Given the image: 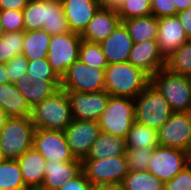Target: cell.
<instances>
[{
  "label": "cell",
  "instance_id": "6da1fadb",
  "mask_svg": "<svg viewBox=\"0 0 191 190\" xmlns=\"http://www.w3.org/2000/svg\"><path fill=\"white\" fill-rule=\"evenodd\" d=\"M22 12L24 31L44 29L51 36L71 32L61 0H29Z\"/></svg>",
  "mask_w": 191,
  "mask_h": 190
},
{
  "label": "cell",
  "instance_id": "7a4b0ae2",
  "mask_svg": "<svg viewBox=\"0 0 191 190\" xmlns=\"http://www.w3.org/2000/svg\"><path fill=\"white\" fill-rule=\"evenodd\" d=\"M104 76V90L115 97L134 99L150 83V77L128 61L108 64Z\"/></svg>",
  "mask_w": 191,
  "mask_h": 190
},
{
  "label": "cell",
  "instance_id": "3957f363",
  "mask_svg": "<svg viewBox=\"0 0 191 190\" xmlns=\"http://www.w3.org/2000/svg\"><path fill=\"white\" fill-rule=\"evenodd\" d=\"M31 119L35 128L64 131L73 120L66 91L60 88L32 107Z\"/></svg>",
  "mask_w": 191,
  "mask_h": 190
},
{
  "label": "cell",
  "instance_id": "277c9868",
  "mask_svg": "<svg viewBox=\"0 0 191 190\" xmlns=\"http://www.w3.org/2000/svg\"><path fill=\"white\" fill-rule=\"evenodd\" d=\"M150 82L164 96L173 112L191 111V76L172 73L165 67L156 72Z\"/></svg>",
  "mask_w": 191,
  "mask_h": 190
},
{
  "label": "cell",
  "instance_id": "5b68a950",
  "mask_svg": "<svg viewBox=\"0 0 191 190\" xmlns=\"http://www.w3.org/2000/svg\"><path fill=\"white\" fill-rule=\"evenodd\" d=\"M135 120L158 130L174 113L159 90L150 82L134 98Z\"/></svg>",
  "mask_w": 191,
  "mask_h": 190
},
{
  "label": "cell",
  "instance_id": "8992f818",
  "mask_svg": "<svg viewBox=\"0 0 191 190\" xmlns=\"http://www.w3.org/2000/svg\"><path fill=\"white\" fill-rule=\"evenodd\" d=\"M35 126L29 117H8L0 131V145L7 159L17 160L33 147Z\"/></svg>",
  "mask_w": 191,
  "mask_h": 190
},
{
  "label": "cell",
  "instance_id": "52a82bcc",
  "mask_svg": "<svg viewBox=\"0 0 191 190\" xmlns=\"http://www.w3.org/2000/svg\"><path fill=\"white\" fill-rule=\"evenodd\" d=\"M134 121V99L110 95L98 125L103 133L125 138Z\"/></svg>",
  "mask_w": 191,
  "mask_h": 190
},
{
  "label": "cell",
  "instance_id": "ba28073f",
  "mask_svg": "<svg viewBox=\"0 0 191 190\" xmlns=\"http://www.w3.org/2000/svg\"><path fill=\"white\" fill-rule=\"evenodd\" d=\"M105 68H95L79 58L61 78L60 88L66 92H99L105 88Z\"/></svg>",
  "mask_w": 191,
  "mask_h": 190
},
{
  "label": "cell",
  "instance_id": "9c48e42d",
  "mask_svg": "<svg viewBox=\"0 0 191 190\" xmlns=\"http://www.w3.org/2000/svg\"><path fill=\"white\" fill-rule=\"evenodd\" d=\"M81 42L80 34L73 32L51 36L47 60L60 78L66 73L71 64L79 58Z\"/></svg>",
  "mask_w": 191,
  "mask_h": 190
},
{
  "label": "cell",
  "instance_id": "30bf717a",
  "mask_svg": "<svg viewBox=\"0 0 191 190\" xmlns=\"http://www.w3.org/2000/svg\"><path fill=\"white\" fill-rule=\"evenodd\" d=\"M82 171L93 186L122 183L129 172L125 155L103 160H82Z\"/></svg>",
  "mask_w": 191,
  "mask_h": 190
},
{
  "label": "cell",
  "instance_id": "8fae6325",
  "mask_svg": "<svg viewBox=\"0 0 191 190\" xmlns=\"http://www.w3.org/2000/svg\"><path fill=\"white\" fill-rule=\"evenodd\" d=\"M147 171L163 182L170 181L188 166V153L179 149L158 146L153 149Z\"/></svg>",
  "mask_w": 191,
  "mask_h": 190
},
{
  "label": "cell",
  "instance_id": "7c38bea8",
  "mask_svg": "<svg viewBox=\"0 0 191 190\" xmlns=\"http://www.w3.org/2000/svg\"><path fill=\"white\" fill-rule=\"evenodd\" d=\"M159 146L191 151V124L189 113L174 112L158 129Z\"/></svg>",
  "mask_w": 191,
  "mask_h": 190
},
{
  "label": "cell",
  "instance_id": "4fadbf2b",
  "mask_svg": "<svg viewBox=\"0 0 191 190\" xmlns=\"http://www.w3.org/2000/svg\"><path fill=\"white\" fill-rule=\"evenodd\" d=\"M33 148L46 161H73L75 157L67 144L64 131L35 128L33 134Z\"/></svg>",
  "mask_w": 191,
  "mask_h": 190
},
{
  "label": "cell",
  "instance_id": "5bb4252c",
  "mask_svg": "<svg viewBox=\"0 0 191 190\" xmlns=\"http://www.w3.org/2000/svg\"><path fill=\"white\" fill-rule=\"evenodd\" d=\"M66 93L74 120L98 121L110 98V94L105 90Z\"/></svg>",
  "mask_w": 191,
  "mask_h": 190
},
{
  "label": "cell",
  "instance_id": "9a60e30c",
  "mask_svg": "<svg viewBox=\"0 0 191 190\" xmlns=\"http://www.w3.org/2000/svg\"><path fill=\"white\" fill-rule=\"evenodd\" d=\"M67 144L75 159L83 160L97 140L101 129L98 121L72 120L64 130Z\"/></svg>",
  "mask_w": 191,
  "mask_h": 190
},
{
  "label": "cell",
  "instance_id": "2e32d148",
  "mask_svg": "<svg viewBox=\"0 0 191 190\" xmlns=\"http://www.w3.org/2000/svg\"><path fill=\"white\" fill-rule=\"evenodd\" d=\"M188 41V36L176 16L158 19V34L156 42L158 50L167 60L181 45Z\"/></svg>",
  "mask_w": 191,
  "mask_h": 190
},
{
  "label": "cell",
  "instance_id": "e0dca14e",
  "mask_svg": "<svg viewBox=\"0 0 191 190\" xmlns=\"http://www.w3.org/2000/svg\"><path fill=\"white\" fill-rule=\"evenodd\" d=\"M128 62L141 69L150 78L156 72L166 67V60L159 52L156 40L134 43Z\"/></svg>",
  "mask_w": 191,
  "mask_h": 190
},
{
  "label": "cell",
  "instance_id": "ac0fdd59",
  "mask_svg": "<svg viewBox=\"0 0 191 190\" xmlns=\"http://www.w3.org/2000/svg\"><path fill=\"white\" fill-rule=\"evenodd\" d=\"M121 22L116 9L100 7L80 36L84 41L101 43Z\"/></svg>",
  "mask_w": 191,
  "mask_h": 190
},
{
  "label": "cell",
  "instance_id": "d6986e66",
  "mask_svg": "<svg viewBox=\"0 0 191 190\" xmlns=\"http://www.w3.org/2000/svg\"><path fill=\"white\" fill-rule=\"evenodd\" d=\"M71 32L82 34L101 7L97 0H61Z\"/></svg>",
  "mask_w": 191,
  "mask_h": 190
},
{
  "label": "cell",
  "instance_id": "ffe728a7",
  "mask_svg": "<svg viewBox=\"0 0 191 190\" xmlns=\"http://www.w3.org/2000/svg\"><path fill=\"white\" fill-rule=\"evenodd\" d=\"M108 64L127 62L134 42L121 22L101 43Z\"/></svg>",
  "mask_w": 191,
  "mask_h": 190
},
{
  "label": "cell",
  "instance_id": "44dd1931",
  "mask_svg": "<svg viewBox=\"0 0 191 190\" xmlns=\"http://www.w3.org/2000/svg\"><path fill=\"white\" fill-rule=\"evenodd\" d=\"M82 171V160L47 161L44 181L39 190H58L65 182L76 177Z\"/></svg>",
  "mask_w": 191,
  "mask_h": 190
},
{
  "label": "cell",
  "instance_id": "7402d4cb",
  "mask_svg": "<svg viewBox=\"0 0 191 190\" xmlns=\"http://www.w3.org/2000/svg\"><path fill=\"white\" fill-rule=\"evenodd\" d=\"M22 179L28 189L39 190L44 181L46 160L33 147L17 159Z\"/></svg>",
  "mask_w": 191,
  "mask_h": 190
},
{
  "label": "cell",
  "instance_id": "603a6c76",
  "mask_svg": "<svg viewBox=\"0 0 191 190\" xmlns=\"http://www.w3.org/2000/svg\"><path fill=\"white\" fill-rule=\"evenodd\" d=\"M61 80L31 81L28 74L22 75L14 85L24 95L30 107L52 96L60 89Z\"/></svg>",
  "mask_w": 191,
  "mask_h": 190
},
{
  "label": "cell",
  "instance_id": "cb8c5ba5",
  "mask_svg": "<svg viewBox=\"0 0 191 190\" xmlns=\"http://www.w3.org/2000/svg\"><path fill=\"white\" fill-rule=\"evenodd\" d=\"M0 108L8 117H29L32 108L14 83L0 84Z\"/></svg>",
  "mask_w": 191,
  "mask_h": 190
},
{
  "label": "cell",
  "instance_id": "d4e9b609",
  "mask_svg": "<svg viewBox=\"0 0 191 190\" xmlns=\"http://www.w3.org/2000/svg\"><path fill=\"white\" fill-rule=\"evenodd\" d=\"M126 149L125 138L101 132L83 160H103L122 156L125 155Z\"/></svg>",
  "mask_w": 191,
  "mask_h": 190
},
{
  "label": "cell",
  "instance_id": "484cf974",
  "mask_svg": "<svg viewBox=\"0 0 191 190\" xmlns=\"http://www.w3.org/2000/svg\"><path fill=\"white\" fill-rule=\"evenodd\" d=\"M51 35L44 29L24 31L22 55L33 61L47 58Z\"/></svg>",
  "mask_w": 191,
  "mask_h": 190
},
{
  "label": "cell",
  "instance_id": "4316f807",
  "mask_svg": "<svg viewBox=\"0 0 191 190\" xmlns=\"http://www.w3.org/2000/svg\"><path fill=\"white\" fill-rule=\"evenodd\" d=\"M134 43L156 40L158 18L154 15L122 20Z\"/></svg>",
  "mask_w": 191,
  "mask_h": 190
},
{
  "label": "cell",
  "instance_id": "83f0119b",
  "mask_svg": "<svg viewBox=\"0 0 191 190\" xmlns=\"http://www.w3.org/2000/svg\"><path fill=\"white\" fill-rule=\"evenodd\" d=\"M125 141L127 149H154L159 146L158 130L135 120Z\"/></svg>",
  "mask_w": 191,
  "mask_h": 190
},
{
  "label": "cell",
  "instance_id": "f1b7e54d",
  "mask_svg": "<svg viewBox=\"0 0 191 190\" xmlns=\"http://www.w3.org/2000/svg\"><path fill=\"white\" fill-rule=\"evenodd\" d=\"M124 190H163L164 182L148 171H129L121 183Z\"/></svg>",
  "mask_w": 191,
  "mask_h": 190
},
{
  "label": "cell",
  "instance_id": "f546056e",
  "mask_svg": "<svg viewBox=\"0 0 191 190\" xmlns=\"http://www.w3.org/2000/svg\"><path fill=\"white\" fill-rule=\"evenodd\" d=\"M28 189L22 179L17 160L7 159L0 163V190Z\"/></svg>",
  "mask_w": 191,
  "mask_h": 190
},
{
  "label": "cell",
  "instance_id": "4dcf8cb0",
  "mask_svg": "<svg viewBox=\"0 0 191 190\" xmlns=\"http://www.w3.org/2000/svg\"><path fill=\"white\" fill-rule=\"evenodd\" d=\"M24 31L7 32L0 38V63L6 64L23 51Z\"/></svg>",
  "mask_w": 191,
  "mask_h": 190
},
{
  "label": "cell",
  "instance_id": "1f68e13d",
  "mask_svg": "<svg viewBox=\"0 0 191 190\" xmlns=\"http://www.w3.org/2000/svg\"><path fill=\"white\" fill-rule=\"evenodd\" d=\"M166 68L172 73L191 76V43L181 45L166 60Z\"/></svg>",
  "mask_w": 191,
  "mask_h": 190
},
{
  "label": "cell",
  "instance_id": "d6a6232c",
  "mask_svg": "<svg viewBox=\"0 0 191 190\" xmlns=\"http://www.w3.org/2000/svg\"><path fill=\"white\" fill-rule=\"evenodd\" d=\"M79 59L95 68H106L108 66L100 43L82 40L79 48Z\"/></svg>",
  "mask_w": 191,
  "mask_h": 190
},
{
  "label": "cell",
  "instance_id": "836d02e7",
  "mask_svg": "<svg viewBox=\"0 0 191 190\" xmlns=\"http://www.w3.org/2000/svg\"><path fill=\"white\" fill-rule=\"evenodd\" d=\"M121 21L152 15L151 0H124L116 9Z\"/></svg>",
  "mask_w": 191,
  "mask_h": 190
},
{
  "label": "cell",
  "instance_id": "e575fe53",
  "mask_svg": "<svg viewBox=\"0 0 191 190\" xmlns=\"http://www.w3.org/2000/svg\"><path fill=\"white\" fill-rule=\"evenodd\" d=\"M31 81L43 80H61L55 73L47 58H41L33 61H28L27 73Z\"/></svg>",
  "mask_w": 191,
  "mask_h": 190
},
{
  "label": "cell",
  "instance_id": "d590c367",
  "mask_svg": "<svg viewBox=\"0 0 191 190\" xmlns=\"http://www.w3.org/2000/svg\"><path fill=\"white\" fill-rule=\"evenodd\" d=\"M153 149H126L125 157L129 171H147Z\"/></svg>",
  "mask_w": 191,
  "mask_h": 190
},
{
  "label": "cell",
  "instance_id": "8d00e7d4",
  "mask_svg": "<svg viewBox=\"0 0 191 190\" xmlns=\"http://www.w3.org/2000/svg\"><path fill=\"white\" fill-rule=\"evenodd\" d=\"M0 20L5 33L24 31L22 10H0Z\"/></svg>",
  "mask_w": 191,
  "mask_h": 190
},
{
  "label": "cell",
  "instance_id": "74e56055",
  "mask_svg": "<svg viewBox=\"0 0 191 190\" xmlns=\"http://www.w3.org/2000/svg\"><path fill=\"white\" fill-rule=\"evenodd\" d=\"M9 80L15 83L22 75L27 73L28 60L21 54L13 57L5 64Z\"/></svg>",
  "mask_w": 191,
  "mask_h": 190
},
{
  "label": "cell",
  "instance_id": "f35d334b",
  "mask_svg": "<svg viewBox=\"0 0 191 190\" xmlns=\"http://www.w3.org/2000/svg\"><path fill=\"white\" fill-rule=\"evenodd\" d=\"M163 190H191V168L185 167L173 179L164 182Z\"/></svg>",
  "mask_w": 191,
  "mask_h": 190
},
{
  "label": "cell",
  "instance_id": "ab89813d",
  "mask_svg": "<svg viewBox=\"0 0 191 190\" xmlns=\"http://www.w3.org/2000/svg\"><path fill=\"white\" fill-rule=\"evenodd\" d=\"M151 10L152 15L158 19L177 15V7L174 5V0H151Z\"/></svg>",
  "mask_w": 191,
  "mask_h": 190
},
{
  "label": "cell",
  "instance_id": "60d3db41",
  "mask_svg": "<svg viewBox=\"0 0 191 190\" xmlns=\"http://www.w3.org/2000/svg\"><path fill=\"white\" fill-rule=\"evenodd\" d=\"M58 190H93V185L81 171L76 177L65 182Z\"/></svg>",
  "mask_w": 191,
  "mask_h": 190
},
{
  "label": "cell",
  "instance_id": "b9f144b4",
  "mask_svg": "<svg viewBox=\"0 0 191 190\" xmlns=\"http://www.w3.org/2000/svg\"><path fill=\"white\" fill-rule=\"evenodd\" d=\"M29 0H0V10H23Z\"/></svg>",
  "mask_w": 191,
  "mask_h": 190
},
{
  "label": "cell",
  "instance_id": "7bdbcfd3",
  "mask_svg": "<svg viewBox=\"0 0 191 190\" xmlns=\"http://www.w3.org/2000/svg\"><path fill=\"white\" fill-rule=\"evenodd\" d=\"M177 17L179 18L181 26L184 28L187 36L189 37L191 35V8L177 13Z\"/></svg>",
  "mask_w": 191,
  "mask_h": 190
},
{
  "label": "cell",
  "instance_id": "ee69618b",
  "mask_svg": "<svg viewBox=\"0 0 191 190\" xmlns=\"http://www.w3.org/2000/svg\"><path fill=\"white\" fill-rule=\"evenodd\" d=\"M93 190H124V187L121 183H110L93 186Z\"/></svg>",
  "mask_w": 191,
  "mask_h": 190
},
{
  "label": "cell",
  "instance_id": "f6af8a7d",
  "mask_svg": "<svg viewBox=\"0 0 191 190\" xmlns=\"http://www.w3.org/2000/svg\"><path fill=\"white\" fill-rule=\"evenodd\" d=\"M101 7L117 9L124 0H97Z\"/></svg>",
  "mask_w": 191,
  "mask_h": 190
},
{
  "label": "cell",
  "instance_id": "bcb514c9",
  "mask_svg": "<svg viewBox=\"0 0 191 190\" xmlns=\"http://www.w3.org/2000/svg\"><path fill=\"white\" fill-rule=\"evenodd\" d=\"M174 5L177 7V13L191 8V0H174Z\"/></svg>",
  "mask_w": 191,
  "mask_h": 190
},
{
  "label": "cell",
  "instance_id": "7dc6e473",
  "mask_svg": "<svg viewBox=\"0 0 191 190\" xmlns=\"http://www.w3.org/2000/svg\"><path fill=\"white\" fill-rule=\"evenodd\" d=\"M9 76L5 64L0 63V84L9 83Z\"/></svg>",
  "mask_w": 191,
  "mask_h": 190
},
{
  "label": "cell",
  "instance_id": "c3c4849f",
  "mask_svg": "<svg viewBox=\"0 0 191 190\" xmlns=\"http://www.w3.org/2000/svg\"><path fill=\"white\" fill-rule=\"evenodd\" d=\"M8 116L6 115L5 111L0 108V131L4 126Z\"/></svg>",
  "mask_w": 191,
  "mask_h": 190
},
{
  "label": "cell",
  "instance_id": "681fc988",
  "mask_svg": "<svg viewBox=\"0 0 191 190\" xmlns=\"http://www.w3.org/2000/svg\"><path fill=\"white\" fill-rule=\"evenodd\" d=\"M6 160H7V158H6V156L3 152V149L1 148V145H0V163L4 162Z\"/></svg>",
  "mask_w": 191,
  "mask_h": 190
},
{
  "label": "cell",
  "instance_id": "f907efd6",
  "mask_svg": "<svg viewBox=\"0 0 191 190\" xmlns=\"http://www.w3.org/2000/svg\"><path fill=\"white\" fill-rule=\"evenodd\" d=\"M4 34H5V31H4L3 25L0 20V38L3 37Z\"/></svg>",
  "mask_w": 191,
  "mask_h": 190
},
{
  "label": "cell",
  "instance_id": "816d5d0a",
  "mask_svg": "<svg viewBox=\"0 0 191 190\" xmlns=\"http://www.w3.org/2000/svg\"><path fill=\"white\" fill-rule=\"evenodd\" d=\"M188 166L191 168V151L188 153Z\"/></svg>",
  "mask_w": 191,
  "mask_h": 190
},
{
  "label": "cell",
  "instance_id": "f5cc1de1",
  "mask_svg": "<svg viewBox=\"0 0 191 190\" xmlns=\"http://www.w3.org/2000/svg\"><path fill=\"white\" fill-rule=\"evenodd\" d=\"M188 42L191 43V35L188 37Z\"/></svg>",
  "mask_w": 191,
  "mask_h": 190
},
{
  "label": "cell",
  "instance_id": "db71d44e",
  "mask_svg": "<svg viewBox=\"0 0 191 190\" xmlns=\"http://www.w3.org/2000/svg\"><path fill=\"white\" fill-rule=\"evenodd\" d=\"M189 115H190V124H191V111L189 112Z\"/></svg>",
  "mask_w": 191,
  "mask_h": 190
}]
</instances>
